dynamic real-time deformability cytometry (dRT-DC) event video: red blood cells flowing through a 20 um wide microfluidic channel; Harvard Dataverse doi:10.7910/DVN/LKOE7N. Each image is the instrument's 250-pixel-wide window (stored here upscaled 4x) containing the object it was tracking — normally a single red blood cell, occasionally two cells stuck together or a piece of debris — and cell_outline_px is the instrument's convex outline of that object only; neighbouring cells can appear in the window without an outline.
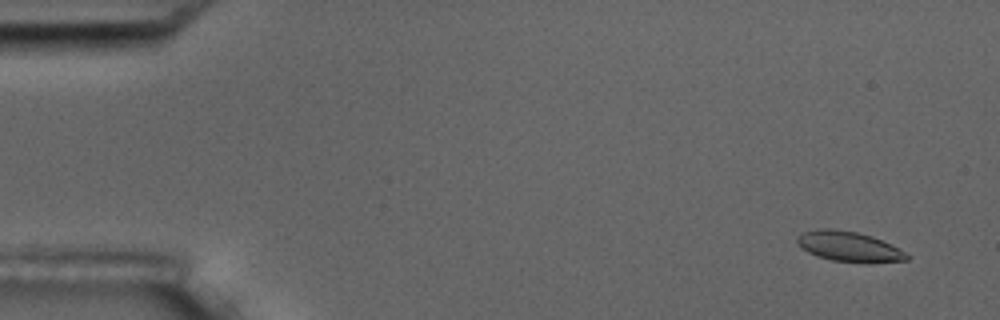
{"species": "common noctule bat (a hibernating species)", "species_latin": "Nyctalus noctula", "temperature_condition": "room temperature", "stored_images_in_passage": 4, "camera_frame_rate_fps": 3000, "um_per_image_px": 0.085, "animal": {"sex": "male", "body_mass_g": 17.5, "forearm_length_mm": 52.3}, "frame": {"image": 1, "passage_image": 2, "time_ms": 1.0, "image_size_px": [1000, 320], "cell_outline_px": [[908, 260], [868, 264], [832, 260], [816, 256], [808, 252], [796, 240], [796, 236], [804, 232], [824, 228], [832, 228], [856, 232], [872, 236], [904, 252], [908, 256]], "centroid_in_image_um": [72.16, 20.98], "position_along_channel_um": 12.8, "area_um2": 19.07}}